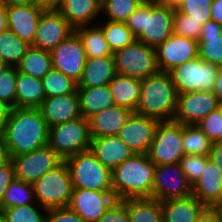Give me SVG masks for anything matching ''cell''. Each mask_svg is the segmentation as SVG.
I'll return each mask as SVG.
<instances>
[{
  "instance_id": "19",
  "label": "cell",
  "mask_w": 222,
  "mask_h": 222,
  "mask_svg": "<svg viewBox=\"0 0 222 222\" xmlns=\"http://www.w3.org/2000/svg\"><path fill=\"white\" fill-rule=\"evenodd\" d=\"M44 8L36 4L7 7V27L21 40L32 45Z\"/></svg>"
},
{
  "instance_id": "23",
  "label": "cell",
  "mask_w": 222,
  "mask_h": 222,
  "mask_svg": "<svg viewBox=\"0 0 222 222\" xmlns=\"http://www.w3.org/2000/svg\"><path fill=\"white\" fill-rule=\"evenodd\" d=\"M133 112L113 105L89 118L91 139L117 135Z\"/></svg>"
},
{
  "instance_id": "56",
  "label": "cell",
  "mask_w": 222,
  "mask_h": 222,
  "mask_svg": "<svg viewBox=\"0 0 222 222\" xmlns=\"http://www.w3.org/2000/svg\"><path fill=\"white\" fill-rule=\"evenodd\" d=\"M7 29V7L3 3H0V32Z\"/></svg>"
},
{
  "instance_id": "58",
  "label": "cell",
  "mask_w": 222,
  "mask_h": 222,
  "mask_svg": "<svg viewBox=\"0 0 222 222\" xmlns=\"http://www.w3.org/2000/svg\"><path fill=\"white\" fill-rule=\"evenodd\" d=\"M161 4H164L169 7L177 8L178 5L182 2V0H157Z\"/></svg>"
},
{
  "instance_id": "53",
  "label": "cell",
  "mask_w": 222,
  "mask_h": 222,
  "mask_svg": "<svg viewBox=\"0 0 222 222\" xmlns=\"http://www.w3.org/2000/svg\"><path fill=\"white\" fill-rule=\"evenodd\" d=\"M213 91L222 106V67L218 71Z\"/></svg>"
},
{
  "instance_id": "20",
  "label": "cell",
  "mask_w": 222,
  "mask_h": 222,
  "mask_svg": "<svg viewBox=\"0 0 222 222\" xmlns=\"http://www.w3.org/2000/svg\"><path fill=\"white\" fill-rule=\"evenodd\" d=\"M39 109L49 127L82 116L77 90L74 93L46 98Z\"/></svg>"
},
{
  "instance_id": "30",
  "label": "cell",
  "mask_w": 222,
  "mask_h": 222,
  "mask_svg": "<svg viewBox=\"0 0 222 222\" xmlns=\"http://www.w3.org/2000/svg\"><path fill=\"white\" fill-rule=\"evenodd\" d=\"M80 113L86 119L114 105L108 85L77 88Z\"/></svg>"
},
{
  "instance_id": "31",
  "label": "cell",
  "mask_w": 222,
  "mask_h": 222,
  "mask_svg": "<svg viewBox=\"0 0 222 222\" xmlns=\"http://www.w3.org/2000/svg\"><path fill=\"white\" fill-rule=\"evenodd\" d=\"M75 32L82 40L86 58L113 56L98 24L78 27Z\"/></svg>"
},
{
  "instance_id": "61",
  "label": "cell",
  "mask_w": 222,
  "mask_h": 222,
  "mask_svg": "<svg viewBox=\"0 0 222 222\" xmlns=\"http://www.w3.org/2000/svg\"><path fill=\"white\" fill-rule=\"evenodd\" d=\"M0 222H7L5 216L3 215L2 211L0 210Z\"/></svg>"
},
{
  "instance_id": "16",
  "label": "cell",
  "mask_w": 222,
  "mask_h": 222,
  "mask_svg": "<svg viewBox=\"0 0 222 222\" xmlns=\"http://www.w3.org/2000/svg\"><path fill=\"white\" fill-rule=\"evenodd\" d=\"M158 70L169 72L198 56V42L194 39L172 34L156 48Z\"/></svg>"
},
{
  "instance_id": "1",
  "label": "cell",
  "mask_w": 222,
  "mask_h": 222,
  "mask_svg": "<svg viewBox=\"0 0 222 222\" xmlns=\"http://www.w3.org/2000/svg\"><path fill=\"white\" fill-rule=\"evenodd\" d=\"M2 132L10 157L48 145L49 126L39 108H11Z\"/></svg>"
},
{
  "instance_id": "22",
  "label": "cell",
  "mask_w": 222,
  "mask_h": 222,
  "mask_svg": "<svg viewBox=\"0 0 222 222\" xmlns=\"http://www.w3.org/2000/svg\"><path fill=\"white\" fill-rule=\"evenodd\" d=\"M90 150L111 171L134 154L117 135L91 139Z\"/></svg>"
},
{
  "instance_id": "18",
  "label": "cell",
  "mask_w": 222,
  "mask_h": 222,
  "mask_svg": "<svg viewBox=\"0 0 222 222\" xmlns=\"http://www.w3.org/2000/svg\"><path fill=\"white\" fill-rule=\"evenodd\" d=\"M116 201L113 191L73 188L69 207L84 222H97Z\"/></svg>"
},
{
  "instance_id": "2",
  "label": "cell",
  "mask_w": 222,
  "mask_h": 222,
  "mask_svg": "<svg viewBox=\"0 0 222 222\" xmlns=\"http://www.w3.org/2000/svg\"><path fill=\"white\" fill-rule=\"evenodd\" d=\"M175 8L145 0L125 21L135 38L156 48L173 33Z\"/></svg>"
},
{
  "instance_id": "59",
  "label": "cell",
  "mask_w": 222,
  "mask_h": 222,
  "mask_svg": "<svg viewBox=\"0 0 222 222\" xmlns=\"http://www.w3.org/2000/svg\"><path fill=\"white\" fill-rule=\"evenodd\" d=\"M214 208L218 211V213L222 217V199Z\"/></svg>"
},
{
  "instance_id": "24",
  "label": "cell",
  "mask_w": 222,
  "mask_h": 222,
  "mask_svg": "<svg viewBox=\"0 0 222 222\" xmlns=\"http://www.w3.org/2000/svg\"><path fill=\"white\" fill-rule=\"evenodd\" d=\"M57 10L74 29L94 25L101 18V0H62Z\"/></svg>"
},
{
  "instance_id": "17",
  "label": "cell",
  "mask_w": 222,
  "mask_h": 222,
  "mask_svg": "<svg viewBox=\"0 0 222 222\" xmlns=\"http://www.w3.org/2000/svg\"><path fill=\"white\" fill-rule=\"evenodd\" d=\"M159 120L133 112L117 136L134 154H147Z\"/></svg>"
},
{
  "instance_id": "45",
  "label": "cell",
  "mask_w": 222,
  "mask_h": 222,
  "mask_svg": "<svg viewBox=\"0 0 222 222\" xmlns=\"http://www.w3.org/2000/svg\"><path fill=\"white\" fill-rule=\"evenodd\" d=\"M209 157L201 155H184L180 160V166L187 177L188 182L193 186L201 176Z\"/></svg>"
},
{
  "instance_id": "47",
  "label": "cell",
  "mask_w": 222,
  "mask_h": 222,
  "mask_svg": "<svg viewBox=\"0 0 222 222\" xmlns=\"http://www.w3.org/2000/svg\"><path fill=\"white\" fill-rule=\"evenodd\" d=\"M45 222H84L69 206L48 209Z\"/></svg>"
},
{
  "instance_id": "29",
  "label": "cell",
  "mask_w": 222,
  "mask_h": 222,
  "mask_svg": "<svg viewBox=\"0 0 222 222\" xmlns=\"http://www.w3.org/2000/svg\"><path fill=\"white\" fill-rule=\"evenodd\" d=\"M45 99L42 80L17 71L16 108H40Z\"/></svg>"
},
{
  "instance_id": "50",
  "label": "cell",
  "mask_w": 222,
  "mask_h": 222,
  "mask_svg": "<svg viewBox=\"0 0 222 222\" xmlns=\"http://www.w3.org/2000/svg\"><path fill=\"white\" fill-rule=\"evenodd\" d=\"M209 159L214 162L222 172V141L212 143Z\"/></svg>"
},
{
  "instance_id": "35",
  "label": "cell",
  "mask_w": 222,
  "mask_h": 222,
  "mask_svg": "<svg viewBox=\"0 0 222 222\" xmlns=\"http://www.w3.org/2000/svg\"><path fill=\"white\" fill-rule=\"evenodd\" d=\"M97 24L102 28L112 53L130 45L136 39L125 22L99 20Z\"/></svg>"
},
{
  "instance_id": "42",
  "label": "cell",
  "mask_w": 222,
  "mask_h": 222,
  "mask_svg": "<svg viewBox=\"0 0 222 222\" xmlns=\"http://www.w3.org/2000/svg\"><path fill=\"white\" fill-rule=\"evenodd\" d=\"M16 77L17 68L14 66L0 71V100L11 108L16 107Z\"/></svg>"
},
{
  "instance_id": "46",
  "label": "cell",
  "mask_w": 222,
  "mask_h": 222,
  "mask_svg": "<svg viewBox=\"0 0 222 222\" xmlns=\"http://www.w3.org/2000/svg\"><path fill=\"white\" fill-rule=\"evenodd\" d=\"M97 222H131L128 208L122 200L114 202Z\"/></svg>"
},
{
  "instance_id": "10",
  "label": "cell",
  "mask_w": 222,
  "mask_h": 222,
  "mask_svg": "<svg viewBox=\"0 0 222 222\" xmlns=\"http://www.w3.org/2000/svg\"><path fill=\"white\" fill-rule=\"evenodd\" d=\"M182 137V124L174 120L159 121L154 139L147 153L150 160L156 166L179 163L185 155Z\"/></svg>"
},
{
  "instance_id": "25",
  "label": "cell",
  "mask_w": 222,
  "mask_h": 222,
  "mask_svg": "<svg viewBox=\"0 0 222 222\" xmlns=\"http://www.w3.org/2000/svg\"><path fill=\"white\" fill-rule=\"evenodd\" d=\"M116 74L113 56L87 58L77 88L108 85Z\"/></svg>"
},
{
  "instance_id": "57",
  "label": "cell",
  "mask_w": 222,
  "mask_h": 222,
  "mask_svg": "<svg viewBox=\"0 0 222 222\" xmlns=\"http://www.w3.org/2000/svg\"><path fill=\"white\" fill-rule=\"evenodd\" d=\"M3 4L6 7L13 5H27V4H35V0H3Z\"/></svg>"
},
{
  "instance_id": "54",
  "label": "cell",
  "mask_w": 222,
  "mask_h": 222,
  "mask_svg": "<svg viewBox=\"0 0 222 222\" xmlns=\"http://www.w3.org/2000/svg\"><path fill=\"white\" fill-rule=\"evenodd\" d=\"M8 160H10V156L5 144L3 132L0 131V165L4 164Z\"/></svg>"
},
{
  "instance_id": "13",
  "label": "cell",
  "mask_w": 222,
  "mask_h": 222,
  "mask_svg": "<svg viewBox=\"0 0 222 222\" xmlns=\"http://www.w3.org/2000/svg\"><path fill=\"white\" fill-rule=\"evenodd\" d=\"M221 107L214 91H193L178 94L174 121L182 125H197L212 111Z\"/></svg>"
},
{
  "instance_id": "27",
  "label": "cell",
  "mask_w": 222,
  "mask_h": 222,
  "mask_svg": "<svg viewBox=\"0 0 222 222\" xmlns=\"http://www.w3.org/2000/svg\"><path fill=\"white\" fill-rule=\"evenodd\" d=\"M197 42L198 56L205 62L222 67V25L214 20L204 24Z\"/></svg>"
},
{
  "instance_id": "8",
  "label": "cell",
  "mask_w": 222,
  "mask_h": 222,
  "mask_svg": "<svg viewBox=\"0 0 222 222\" xmlns=\"http://www.w3.org/2000/svg\"><path fill=\"white\" fill-rule=\"evenodd\" d=\"M116 73L144 79L159 70L154 47L135 39L130 45L113 53Z\"/></svg>"
},
{
  "instance_id": "52",
  "label": "cell",
  "mask_w": 222,
  "mask_h": 222,
  "mask_svg": "<svg viewBox=\"0 0 222 222\" xmlns=\"http://www.w3.org/2000/svg\"><path fill=\"white\" fill-rule=\"evenodd\" d=\"M11 107L0 100V131L3 130L5 123L8 120Z\"/></svg>"
},
{
  "instance_id": "34",
  "label": "cell",
  "mask_w": 222,
  "mask_h": 222,
  "mask_svg": "<svg viewBox=\"0 0 222 222\" xmlns=\"http://www.w3.org/2000/svg\"><path fill=\"white\" fill-rule=\"evenodd\" d=\"M30 46L9 29L0 32V57L8 66L16 67Z\"/></svg>"
},
{
  "instance_id": "26",
  "label": "cell",
  "mask_w": 222,
  "mask_h": 222,
  "mask_svg": "<svg viewBox=\"0 0 222 222\" xmlns=\"http://www.w3.org/2000/svg\"><path fill=\"white\" fill-rule=\"evenodd\" d=\"M163 222H195L206 208L193 194L161 202Z\"/></svg>"
},
{
  "instance_id": "51",
  "label": "cell",
  "mask_w": 222,
  "mask_h": 222,
  "mask_svg": "<svg viewBox=\"0 0 222 222\" xmlns=\"http://www.w3.org/2000/svg\"><path fill=\"white\" fill-rule=\"evenodd\" d=\"M211 20L222 25V0H213L210 10Z\"/></svg>"
},
{
  "instance_id": "28",
  "label": "cell",
  "mask_w": 222,
  "mask_h": 222,
  "mask_svg": "<svg viewBox=\"0 0 222 222\" xmlns=\"http://www.w3.org/2000/svg\"><path fill=\"white\" fill-rule=\"evenodd\" d=\"M108 87L114 105L136 111L140 100L141 79L116 74Z\"/></svg>"
},
{
  "instance_id": "60",
  "label": "cell",
  "mask_w": 222,
  "mask_h": 222,
  "mask_svg": "<svg viewBox=\"0 0 222 222\" xmlns=\"http://www.w3.org/2000/svg\"><path fill=\"white\" fill-rule=\"evenodd\" d=\"M8 65L4 62V60L0 57V71L5 69Z\"/></svg>"
},
{
  "instance_id": "38",
  "label": "cell",
  "mask_w": 222,
  "mask_h": 222,
  "mask_svg": "<svg viewBox=\"0 0 222 222\" xmlns=\"http://www.w3.org/2000/svg\"><path fill=\"white\" fill-rule=\"evenodd\" d=\"M41 80L46 98L74 93L77 90L76 81L54 68L47 72Z\"/></svg>"
},
{
  "instance_id": "48",
  "label": "cell",
  "mask_w": 222,
  "mask_h": 222,
  "mask_svg": "<svg viewBox=\"0 0 222 222\" xmlns=\"http://www.w3.org/2000/svg\"><path fill=\"white\" fill-rule=\"evenodd\" d=\"M14 179V166L10 159L4 164L0 165V210L2 209L4 193Z\"/></svg>"
},
{
  "instance_id": "41",
  "label": "cell",
  "mask_w": 222,
  "mask_h": 222,
  "mask_svg": "<svg viewBox=\"0 0 222 222\" xmlns=\"http://www.w3.org/2000/svg\"><path fill=\"white\" fill-rule=\"evenodd\" d=\"M204 24L205 20L191 19V16L185 15L175 8L173 22L174 34L197 41Z\"/></svg>"
},
{
  "instance_id": "4",
  "label": "cell",
  "mask_w": 222,
  "mask_h": 222,
  "mask_svg": "<svg viewBox=\"0 0 222 222\" xmlns=\"http://www.w3.org/2000/svg\"><path fill=\"white\" fill-rule=\"evenodd\" d=\"M178 93L169 72L158 71L141 79L140 100L136 113L159 121L174 119Z\"/></svg>"
},
{
  "instance_id": "7",
  "label": "cell",
  "mask_w": 222,
  "mask_h": 222,
  "mask_svg": "<svg viewBox=\"0 0 222 222\" xmlns=\"http://www.w3.org/2000/svg\"><path fill=\"white\" fill-rule=\"evenodd\" d=\"M48 145L62 160L89 150L91 147L89 119L81 116L49 127Z\"/></svg>"
},
{
  "instance_id": "12",
  "label": "cell",
  "mask_w": 222,
  "mask_h": 222,
  "mask_svg": "<svg viewBox=\"0 0 222 222\" xmlns=\"http://www.w3.org/2000/svg\"><path fill=\"white\" fill-rule=\"evenodd\" d=\"M10 159L14 166L15 178L30 184H34L62 161L49 145Z\"/></svg>"
},
{
  "instance_id": "44",
  "label": "cell",
  "mask_w": 222,
  "mask_h": 222,
  "mask_svg": "<svg viewBox=\"0 0 222 222\" xmlns=\"http://www.w3.org/2000/svg\"><path fill=\"white\" fill-rule=\"evenodd\" d=\"M197 126L213 142L222 141V106L204 117Z\"/></svg>"
},
{
  "instance_id": "36",
  "label": "cell",
  "mask_w": 222,
  "mask_h": 222,
  "mask_svg": "<svg viewBox=\"0 0 222 222\" xmlns=\"http://www.w3.org/2000/svg\"><path fill=\"white\" fill-rule=\"evenodd\" d=\"M183 149L185 155L209 157L212 141L197 125H183Z\"/></svg>"
},
{
  "instance_id": "37",
  "label": "cell",
  "mask_w": 222,
  "mask_h": 222,
  "mask_svg": "<svg viewBox=\"0 0 222 222\" xmlns=\"http://www.w3.org/2000/svg\"><path fill=\"white\" fill-rule=\"evenodd\" d=\"M27 204H37L35 200L34 186L33 184L15 178L4 193L2 208Z\"/></svg>"
},
{
  "instance_id": "6",
  "label": "cell",
  "mask_w": 222,
  "mask_h": 222,
  "mask_svg": "<svg viewBox=\"0 0 222 222\" xmlns=\"http://www.w3.org/2000/svg\"><path fill=\"white\" fill-rule=\"evenodd\" d=\"M33 186L36 203L46 210L69 206L73 184L65 160L45 173Z\"/></svg>"
},
{
  "instance_id": "21",
  "label": "cell",
  "mask_w": 222,
  "mask_h": 222,
  "mask_svg": "<svg viewBox=\"0 0 222 222\" xmlns=\"http://www.w3.org/2000/svg\"><path fill=\"white\" fill-rule=\"evenodd\" d=\"M192 194L206 207H215L222 199V172L210 159L192 186Z\"/></svg>"
},
{
  "instance_id": "55",
  "label": "cell",
  "mask_w": 222,
  "mask_h": 222,
  "mask_svg": "<svg viewBox=\"0 0 222 222\" xmlns=\"http://www.w3.org/2000/svg\"><path fill=\"white\" fill-rule=\"evenodd\" d=\"M62 0H35V4L44 9H57Z\"/></svg>"
},
{
  "instance_id": "14",
  "label": "cell",
  "mask_w": 222,
  "mask_h": 222,
  "mask_svg": "<svg viewBox=\"0 0 222 222\" xmlns=\"http://www.w3.org/2000/svg\"><path fill=\"white\" fill-rule=\"evenodd\" d=\"M50 54L53 68L78 83L87 59L79 35L74 31L66 40L61 41Z\"/></svg>"
},
{
  "instance_id": "5",
  "label": "cell",
  "mask_w": 222,
  "mask_h": 222,
  "mask_svg": "<svg viewBox=\"0 0 222 222\" xmlns=\"http://www.w3.org/2000/svg\"><path fill=\"white\" fill-rule=\"evenodd\" d=\"M73 188L113 191L112 171L101 164L89 149L65 159Z\"/></svg>"
},
{
  "instance_id": "32",
  "label": "cell",
  "mask_w": 222,
  "mask_h": 222,
  "mask_svg": "<svg viewBox=\"0 0 222 222\" xmlns=\"http://www.w3.org/2000/svg\"><path fill=\"white\" fill-rule=\"evenodd\" d=\"M128 208L131 222H163L161 202L154 198L122 200Z\"/></svg>"
},
{
  "instance_id": "9",
  "label": "cell",
  "mask_w": 222,
  "mask_h": 222,
  "mask_svg": "<svg viewBox=\"0 0 222 222\" xmlns=\"http://www.w3.org/2000/svg\"><path fill=\"white\" fill-rule=\"evenodd\" d=\"M221 67L203 61L199 56L169 71L178 94L212 91Z\"/></svg>"
},
{
  "instance_id": "43",
  "label": "cell",
  "mask_w": 222,
  "mask_h": 222,
  "mask_svg": "<svg viewBox=\"0 0 222 222\" xmlns=\"http://www.w3.org/2000/svg\"><path fill=\"white\" fill-rule=\"evenodd\" d=\"M213 0H182L176 8L181 13L191 16V19L205 20V24L211 20L210 10Z\"/></svg>"
},
{
  "instance_id": "49",
  "label": "cell",
  "mask_w": 222,
  "mask_h": 222,
  "mask_svg": "<svg viewBox=\"0 0 222 222\" xmlns=\"http://www.w3.org/2000/svg\"><path fill=\"white\" fill-rule=\"evenodd\" d=\"M195 222H222V217L214 207H206Z\"/></svg>"
},
{
  "instance_id": "40",
  "label": "cell",
  "mask_w": 222,
  "mask_h": 222,
  "mask_svg": "<svg viewBox=\"0 0 222 222\" xmlns=\"http://www.w3.org/2000/svg\"><path fill=\"white\" fill-rule=\"evenodd\" d=\"M7 222H45L47 210L38 204L1 209Z\"/></svg>"
},
{
  "instance_id": "15",
  "label": "cell",
  "mask_w": 222,
  "mask_h": 222,
  "mask_svg": "<svg viewBox=\"0 0 222 222\" xmlns=\"http://www.w3.org/2000/svg\"><path fill=\"white\" fill-rule=\"evenodd\" d=\"M74 31L75 29L57 9H44L31 46L51 52Z\"/></svg>"
},
{
  "instance_id": "39",
  "label": "cell",
  "mask_w": 222,
  "mask_h": 222,
  "mask_svg": "<svg viewBox=\"0 0 222 222\" xmlns=\"http://www.w3.org/2000/svg\"><path fill=\"white\" fill-rule=\"evenodd\" d=\"M145 0H101V15L106 20L125 22Z\"/></svg>"
},
{
  "instance_id": "3",
  "label": "cell",
  "mask_w": 222,
  "mask_h": 222,
  "mask_svg": "<svg viewBox=\"0 0 222 222\" xmlns=\"http://www.w3.org/2000/svg\"><path fill=\"white\" fill-rule=\"evenodd\" d=\"M155 164L148 154H133L112 171V189L117 200L152 198Z\"/></svg>"
},
{
  "instance_id": "11",
  "label": "cell",
  "mask_w": 222,
  "mask_h": 222,
  "mask_svg": "<svg viewBox=\"0 0 222 222\" xmlns=\"http://www.w3.org/2000/svg\"><path fill=\"white\" fill-rule=\"evenodd\" d=\"M190 195L192 185L184 175L180 163L155 166L152 198L162 202Z\"/></svg>"
},
{
  "instance_id": "33",
  "label": "cell",
  "mask_w": 222,
  "mask_h": 222,
  "mask_svg": "<svg viewBox=\"0 0 222 222\" xmlns=\"http://www.w3.org/2000/svg\"><path fill=\"white\" fill-rule=\"evenodd\" d=\"M16 68L18 72L42 79L53 68L51 54L48 51L30 46Z\"/></svg>"
}]
</instances>
